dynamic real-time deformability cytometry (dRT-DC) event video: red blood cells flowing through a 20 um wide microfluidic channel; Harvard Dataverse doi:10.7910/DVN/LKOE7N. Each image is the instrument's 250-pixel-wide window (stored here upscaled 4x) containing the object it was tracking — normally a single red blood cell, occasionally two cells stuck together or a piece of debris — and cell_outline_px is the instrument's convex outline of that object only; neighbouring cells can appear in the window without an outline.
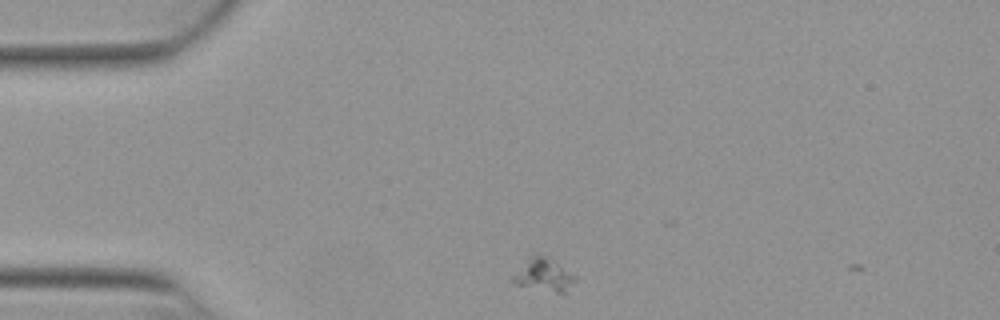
{"species": "Egyptian fruit bat (a non-hibernating species)", "species_latin": "Rousettus aegyptiacus", "temperature_condition": "warm", "stored_images_in_passage": 2, "camera_frame_rate_fps": 3000, "um_per_image_px": 0.085, "animal": {"sex": "female"}, "frame": {"image": 1, "passage_image": 1, "time_ms": 0.0, "image_size_px": [1000, 320], "cell_outline_px": [[576, 280], [564, 296], [516, 284], [512, 280], [512, 276], [528, 256], [532, 252], [552, 256], [572, 272]], "centroid_in_image_um": [46.27, 23.34], "position_along_channel_um": 38.7, "area_um2": 12.77}}